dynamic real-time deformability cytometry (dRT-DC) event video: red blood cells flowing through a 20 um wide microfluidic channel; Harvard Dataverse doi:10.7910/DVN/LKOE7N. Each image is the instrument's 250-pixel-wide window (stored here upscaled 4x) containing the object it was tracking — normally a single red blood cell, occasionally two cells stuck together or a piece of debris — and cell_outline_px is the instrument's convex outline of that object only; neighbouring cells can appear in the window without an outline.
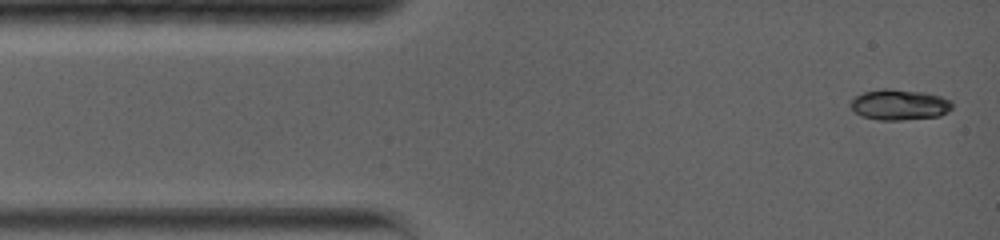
{"species": "common noctule bat (a hibernating species)", "species_latin": "Nyctalus noctula", "temperature_condition": "warm", "stored_images_in_passage": 41, "camera_frame_rate_fps": 5000, "um_per_image_px": 0.085, "animal": {"sex": "female", "body_mass_g": 19.0, "forearm_length_mm": 56.7}, "frame": {"image": 1, "passage_image": 1, "time_ms": 0.0, "image_size_px": [1000, 240], "cell_outline_px": [[952, 108], [948, 112], [940, 116], [900, 120], [880, 120], [860, 116], [848, 104], [852, 96], [864, 92], [884, 88], [892, 88], [924, 92], [940, 96], [952, 100]], "centroid_in_image_um": [76.43, 8.89], "position_along_channel_um": 8.6, "area_um2": 18.5}}
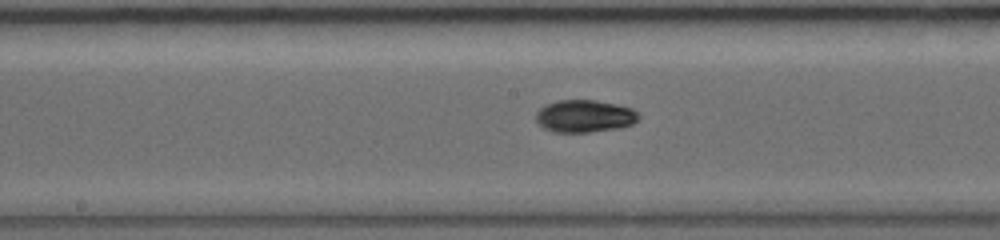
{"frame": {"image": 2, "passage_image": 18, "time_ms": 6.8, "image_size_px": [1000, 240], "cell_outline_px": [[640, 116], [632, 124], [620, 128], [588, 132], [552, 132], [544, 128], [536, 120], [536, 112], [544, 104], [556, 100], [596, 100], [616, 104], [632, 108]], "centroid_in_image_um": [49.66, 9.86], "position_along_channel_um": 198.5, "area_um2": 19.48}}
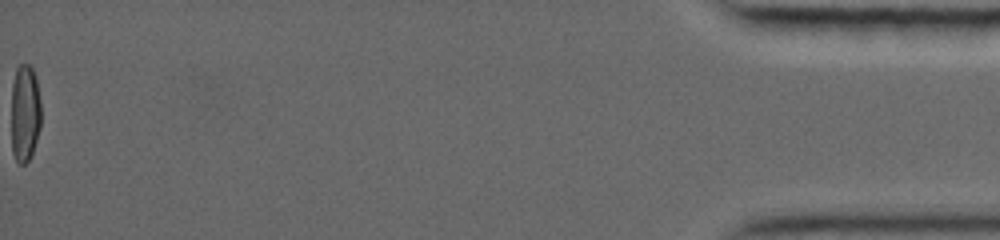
{"frame": {"image": 3, "passage_image": 41, "time_ms": 16.8, "image_size_px": [1000, 240], "cell_outline_px": [[40, 128], [32, 156], [24, 164], [20, 164], [16, 160], [12, 152], [12, 84], [16, 68], [20, 64], [28, 64], [32, 68], [36, 76], [40, 100]], "centroid_in_image_um": [2.12, 9.61], "position_along_channel_um": 433.1, "area_um2": 17.05}, "authors_computed_cell_mechanics": {"area_um2": 18.1492, "velocity_mm_per_s": 3.8146, "shape_relaxation_time_tau1_ms": 4.9419, "shape_relaxation_time_tau2_ms": 2.4665, "deformation_change_tau1": 0.2219, "deformation_change_tau2": 0.0268}}